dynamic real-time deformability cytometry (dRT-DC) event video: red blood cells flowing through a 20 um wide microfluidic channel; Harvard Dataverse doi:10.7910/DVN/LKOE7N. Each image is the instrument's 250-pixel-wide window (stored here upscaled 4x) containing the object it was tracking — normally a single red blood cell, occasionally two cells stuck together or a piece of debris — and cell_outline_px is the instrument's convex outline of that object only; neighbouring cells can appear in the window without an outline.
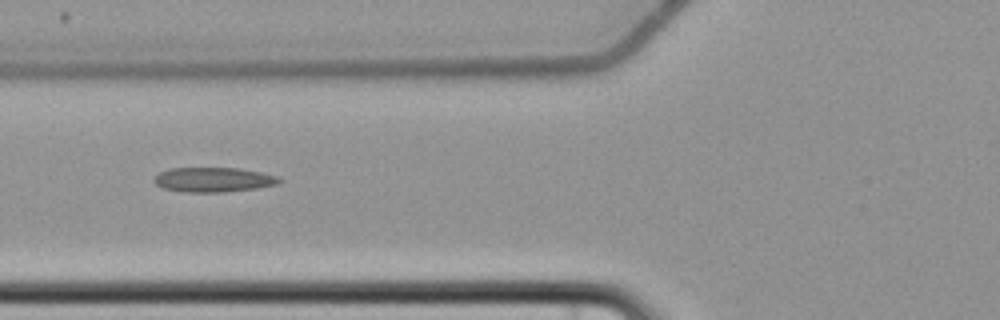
{"species": "common noctule bat (a hibernating species)", "species_latin": "Nyctalus noctula", "temperature_condition": "cold", "stored_images_in_passage": 7, "camera_frame_rate_fps": 3000, "um_per_image_px": 0.085, "animal": {"sex": "female", "body_mass_g": 22.7, "forearm_length_mm": 54.2}, "frame": {"image": 1, "passage_image": 7, "time_ms": 7.333, "image_size_px": [1000, 320], "cell_outline_px": [[284, 180], [280, 184], [256, 188], [224, 192], [184, 192], [164, 188], [156, 184], [152, 180], [160, 172], [168, 168], [236, 168], [260, 172], [280, 176]], "centroid_in_image_um": [18.19, 15.27], "position_along_channel_um": 107.6, "area_um2": 18.09}}